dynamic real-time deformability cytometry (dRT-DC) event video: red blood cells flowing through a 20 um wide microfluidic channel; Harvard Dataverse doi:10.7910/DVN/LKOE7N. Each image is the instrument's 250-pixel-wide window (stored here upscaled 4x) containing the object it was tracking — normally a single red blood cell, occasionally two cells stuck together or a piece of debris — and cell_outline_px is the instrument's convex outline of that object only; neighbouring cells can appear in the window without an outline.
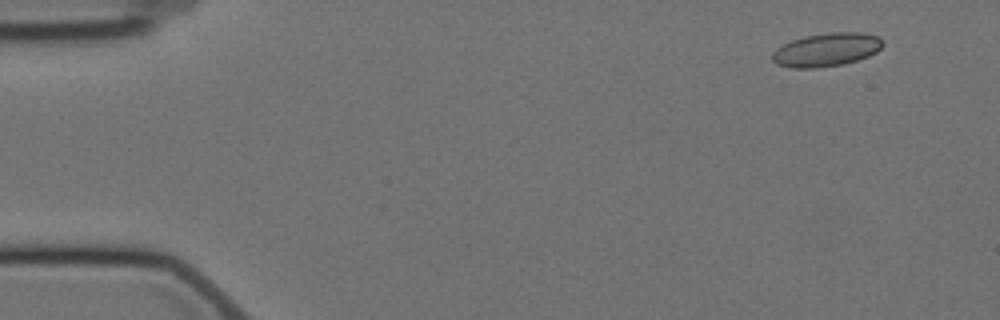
{"species": "Egyptian fruit bat (a non-hibernating species)", "species_latin": "Rousettus aegyptiacus", "temperature_condition": "cold", "stored_images_in_passage": 5, "camera_frame_rate_fps": 3000, "um_per_image_px": 0.085, "animal": {"sex": "female"}, "frame": {"image": 1, "passage_image": 2, "time_ms": 1.0, "image_size_px": [1000, 320], "cell_outline_px": [[884, 44], [876, 52], [868, 56], [844, 64], [816, 68], [792, 68], [776, 64], [772, 60], [772, 52], [776, 48], [792, 40], [804, 36], [832, 32], [864, 32], [876, 36]], "centroid_in_image_um": [70.22, 4.23], "position_along_channel_um": 14.8, "area_um2": 21.5}}
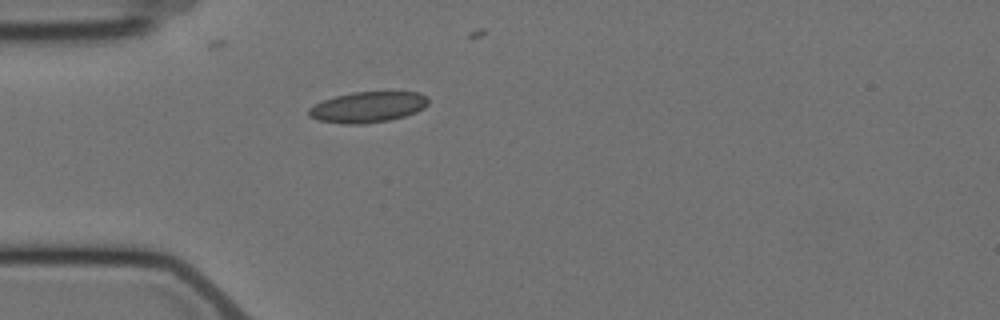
{"frame": {"image": 2, "passage_image": 5, "time_ms": 5.0, "image_size_px": [1000, 320], "cell_outline_px": [[428, 104], [424, 108], [416, 112], [404, 116], [388, 120], [364, 124], [344, 124], [316, 120], [308, 116], [308, 108], [324, 100], [336, 96], [352, 92], [420, 92], [428, 96]], "centroid_in_image_um": [31.27, 9.1], "position_along_channel_um": 53.7, "area_um2": 21.5}}